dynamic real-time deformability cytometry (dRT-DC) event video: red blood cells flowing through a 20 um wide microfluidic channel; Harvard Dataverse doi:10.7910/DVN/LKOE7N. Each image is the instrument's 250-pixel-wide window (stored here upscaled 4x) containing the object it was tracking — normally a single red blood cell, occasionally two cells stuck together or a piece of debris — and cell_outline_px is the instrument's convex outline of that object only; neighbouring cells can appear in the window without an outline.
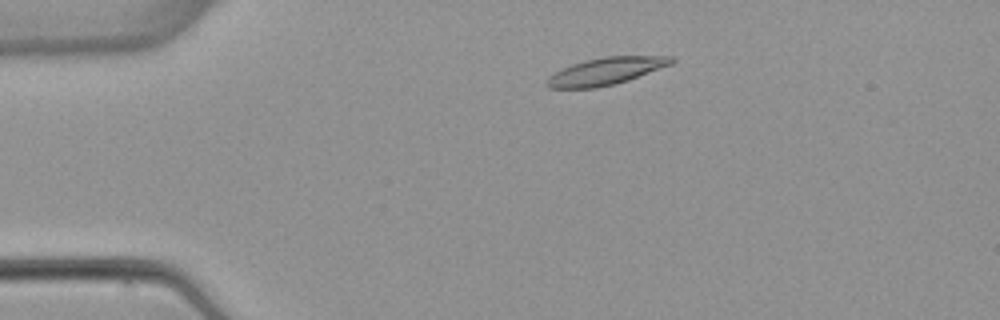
{"species": "common noctule bat (a hibernating species)", "species_latin": "Nyctalus noctula", "temperature_condition": "warm", "stored_images_in_passage": 4, "camera_frame_rate_fps": 3000, "um_per_image_px": 0.085, "animal": {"sex": "female", "body_mass_g": 22.7, "forearm_length_mm": 54.2}, "frame": {"image": 1, "passage_image": 2, "time_ms": 1.333, "image_size_px": [1000, 320], "cell_outline_px": [[676, 60], [672, 64], [628, 80], [596, 88], [548, 88], [544, 84], [548, 76], [572, 64], [584, 60], [604, 56], [672, 56]], "centroid_in_image_um": [51.49, 6.04], "position_along_channel_um": 33.5, "area_um2": 19.71}}
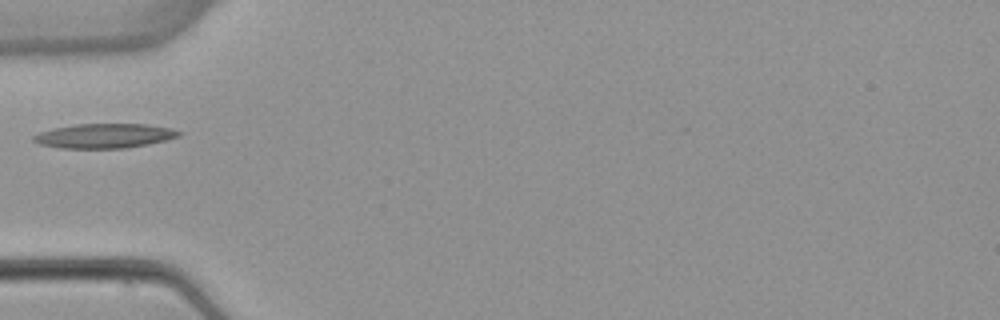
{"frame": {"image": 2, "passage_image": 4, "time_ms": 3.667, "image_size_px": [1000, 320], "cell_outline_px": [[184, 132], [180, 136], [148, 144], [124, 148], [60, 148], [40, 144], [32, 140], [32, 136], [40, 132], [52, 128], [76, 124], [148, 124], [168, 128]], "centroid_in_image_um": [8.86, 11.54], "position_along_channel_um": 76.1, "area_um2": 20.69}}